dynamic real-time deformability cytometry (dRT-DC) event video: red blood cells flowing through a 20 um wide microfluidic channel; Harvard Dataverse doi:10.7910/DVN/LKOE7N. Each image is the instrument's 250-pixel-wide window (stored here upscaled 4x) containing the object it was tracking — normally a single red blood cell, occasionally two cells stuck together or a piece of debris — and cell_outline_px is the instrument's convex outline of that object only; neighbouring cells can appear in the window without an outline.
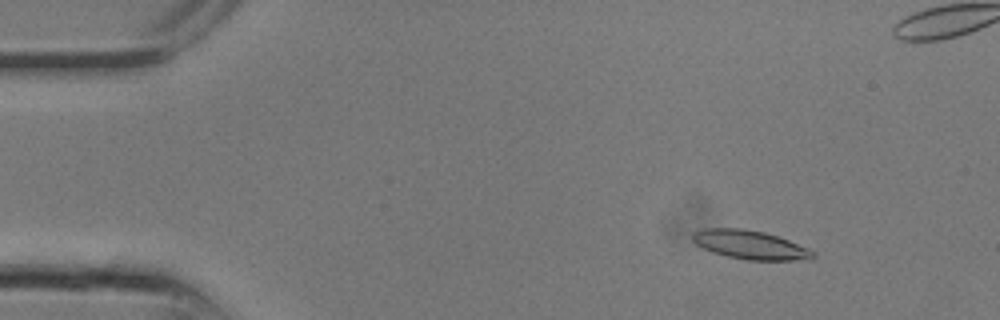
{"species": "common noctule bat (a hibernating species)", "species_latin": "Nyctalus noctula", "temperature_condition": "room temperature", "stored_images_in_passage": 10, "camera_frame_rate_fps": 3000, "um_per_image_px": 0.085, "animal": {"sex": "male", "body_mass_g": 13.3}, "frame": {"image": 1, "passage_image": 4, "time_ms": 1.0, "image_size_px": [1000, 320], "cell_outline_px": [[816, 256], [812, 260], [748, 260], [728, 256], [712, 252], [696, 244], [692, 240], [692, 232], [704, 228], [740, 228], [764, 232], [788, 240], [808, 248], [816, 252]], "centroid_in_image_um": [63.78, 20.81], "position_along_channel_um": 21.2, "area_um2": 20.23}}
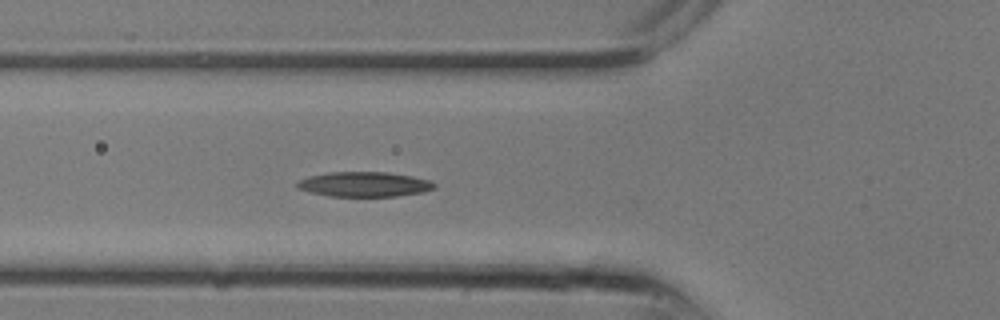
{"frame": {"image": 2, "passage_image": 10, "time_ms": 3.0, "image_size_px": [1000, 320], "cell_outline_px": [[436, 188], [424, 192], [396, 196], [328, 196], [312, 192], [300, 188], [296, 184], [296, 180], [308, 176], [328, 172], [388, 172], [412, 176], [432, 180], [436, 184]], "centroid_in_image_um": [31.0, 15.65], "position_along_channel_um": 94.8, "area_um2": 20.0}}